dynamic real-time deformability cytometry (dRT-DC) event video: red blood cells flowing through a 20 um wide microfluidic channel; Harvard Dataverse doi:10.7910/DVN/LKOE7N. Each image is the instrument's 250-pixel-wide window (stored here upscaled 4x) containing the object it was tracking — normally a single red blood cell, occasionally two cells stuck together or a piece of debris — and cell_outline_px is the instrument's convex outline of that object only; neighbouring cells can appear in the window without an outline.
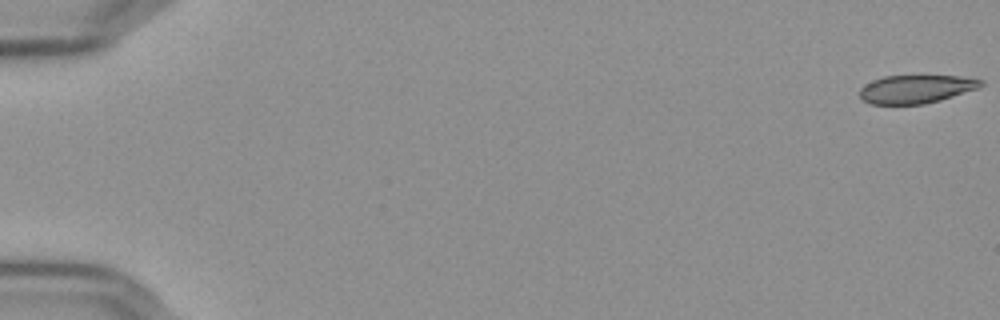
{"species": "Egyptian fruit bat (a non-hibernating species)", "species_latin": "Rousettus aegyptiacus", "temperature_condition": "cold", "stored_images_in_passage": 54, "camera_frame_rate_fps": 3000, "um_per_image_px": 0.085, "frame": {"image": 1, "passage_image": 1, "time_ms": 0.0, "image_size_px": [1000, 320], "cell_outline_px": [[984, 84], [980, 88], [940, 100], [924, 104], [872, 104], [860, 100], [860, 88], [864, 84], [872, 80], [884, 76], [960, 76], [984, 80]], "centroid_in_image_um": [77.86, 7.57], "position_along_channel_um": 7.1, "area_um2": 20.11}}
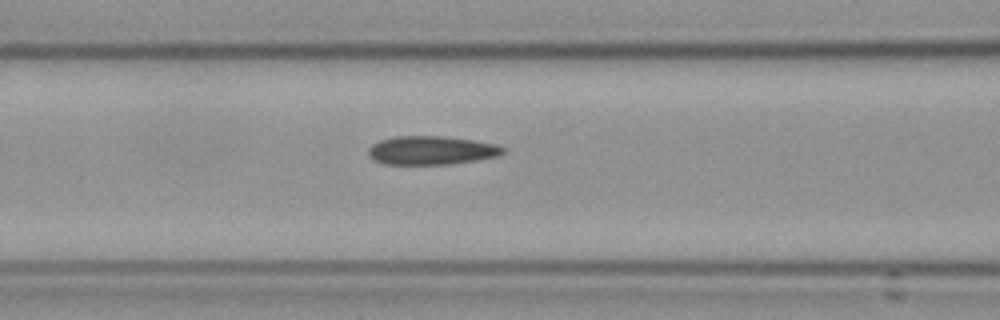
{"frame": {"image": 2, "passage_image": 25, "time_ms": 8.0, "image_size_px": [1000, 320], "cell_outline_px": [[504, 152], [500, 156], [452, 164], [384, 164], [372, 160], [368, 156], [368, 148], [372, 144], [380, 140], [396, 136], [444, 136], [472, 140], [496, 144], [504, 148]], "centroid_in_image_um": [36.64, 12.78], "position_along_channel_um": 130.0, "area_um2": 22.6}}
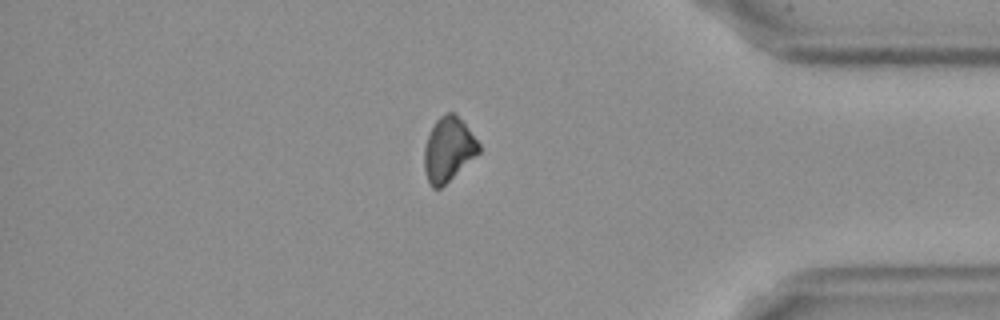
{"frame": {"image": 3, "passage_image": 49, "time_ms": 16.0, "image_size_px": [1000, 320], "cell_outline_px": [[480, 152], [440, 188], [432, 188], [428, 180], [424, 168], [424, 148], [428, 136], [436, 120], [440, 116], [448, 112], [456, 112], [480, 144]], "centroid_in_image_um": [38.11, 12.67], "position_along_channel_um": 397.1, "area_um2": 20.17}}